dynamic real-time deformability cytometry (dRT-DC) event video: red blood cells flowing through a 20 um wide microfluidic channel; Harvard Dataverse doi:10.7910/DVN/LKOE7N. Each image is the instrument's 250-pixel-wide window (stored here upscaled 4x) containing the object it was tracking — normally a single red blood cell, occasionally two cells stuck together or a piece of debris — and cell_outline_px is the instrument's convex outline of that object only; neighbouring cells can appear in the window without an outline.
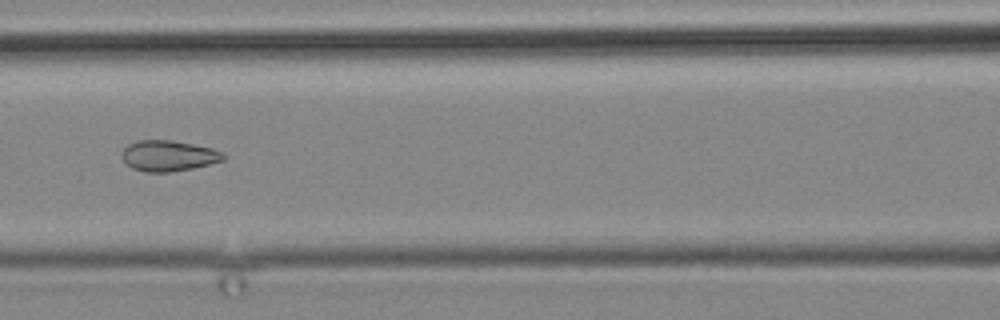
{"species": "common noctule bat (a hibernating species)", "species_latin": "Nyctalus noctula", "temperature_condition": "cold", "stored_images_in_passage": 15, "camera_frame_rate_fps": 3000, "um_per_image_px": 0.085, "animal": {"sex": "male", "body_mass_g": 19.2, "forearm_length_mm": 51.8}, "frame": {"image": 1, "passage_image": 11, "time_ms": 12.333, "image_size_px": [1000, 320], "cell_outline_px": [[228, 156], [224, 160], [192, 168], [168, 172], [144, 172], [132, 168], [120, 156], [120, 152], [128, 144], [136, 140], [172, 140], [212, 148], [224, 152]], "centroid_in_image_um": [14.31, 13.23], "position_along_channel_um": 152.3, "area_um2": 18.32}}
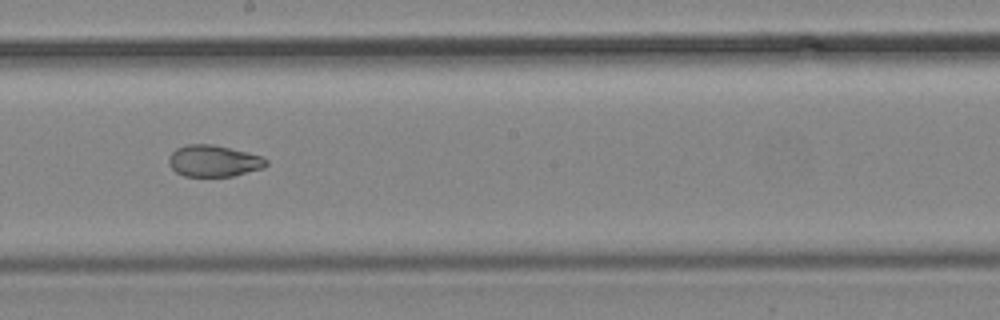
{"frame": {"image": 2, "passage_image": 13, "time_ms": 14.667, "image_size_px": [1000, 320], "cell_outline_px": [[268, 164], [264, 168], [232, 176], [184, 176], [176, 172], [168, 164], [168, 156], [176, 148], [188, 144], [212, 144], [248, 152], [264, 156], [268, 160]], "centroid_in_image_um": [18.18, 13.67], "position_along_channel_um": 230.0, "area_um2": 18.09}}
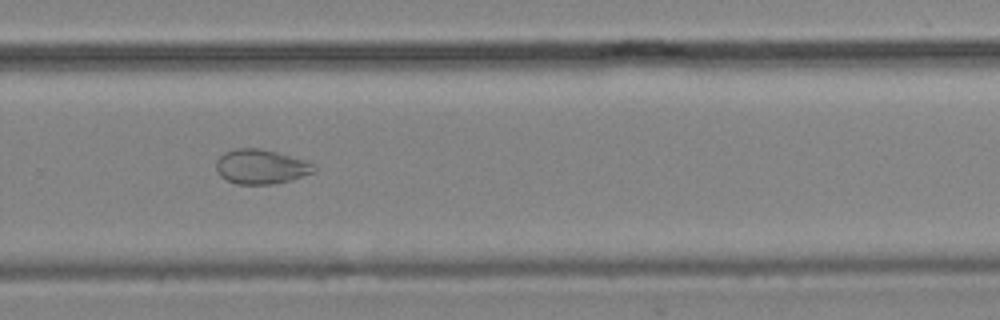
{"frame": {"image": 3, "passage_image": 15, "time_ms": 17.0, "image_size_px": [1000, 320], "cell_outline_px": [[316, 168], [312, 172], [292, 180], [272, 184], [236, 184], [220, 176], [216, 168], [216, 160], [224, 152], [236, 148], [256, 148], [276, 152], [304, 160], [316, 164]], "centroid_in_image_um": [22.17, 14.17], "position_along_channel_um": 307.6, "area_um2": 19.59}}